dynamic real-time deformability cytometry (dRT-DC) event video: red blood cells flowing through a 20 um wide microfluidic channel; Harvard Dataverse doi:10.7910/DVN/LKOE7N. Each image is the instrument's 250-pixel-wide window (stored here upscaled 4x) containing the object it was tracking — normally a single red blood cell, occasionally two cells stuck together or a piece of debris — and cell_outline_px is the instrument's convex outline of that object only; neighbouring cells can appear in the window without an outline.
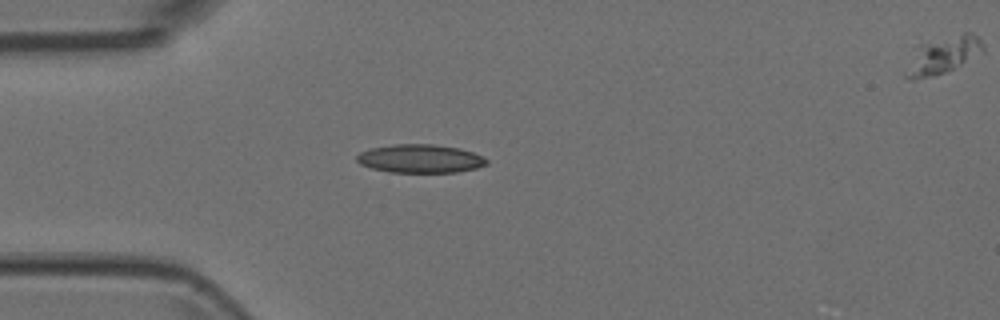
{"species": "Egyptian fruit bat (a non-hibernating species)", "species_latin": "Rousettus aegyptiacus", "temperature_condition": "room temperature", "stored_images_in_passage": 2, "camera_frame_rate_fps": 3000, "um_per_image_px": 0.085, "animal": {"sex": "female"}, "frame": {"image": 1, "passage_image": 1, "time_ms": 0.0, "image_size_px": [1000, 320], "cell_outline_px": [[488, 164], [476, 168], [456, 172], [388, 172], [372, 168], [360, 164], [356, 160], [356, 156], [360, 152], [372, 148], [392, 144], [432, 144], [460, 148], [472, 152], [488, 160]], "centroid_in_image_um": [35.7, 13.48], "position_along_channel_um": 49.3, "area_um2": 21.44}}